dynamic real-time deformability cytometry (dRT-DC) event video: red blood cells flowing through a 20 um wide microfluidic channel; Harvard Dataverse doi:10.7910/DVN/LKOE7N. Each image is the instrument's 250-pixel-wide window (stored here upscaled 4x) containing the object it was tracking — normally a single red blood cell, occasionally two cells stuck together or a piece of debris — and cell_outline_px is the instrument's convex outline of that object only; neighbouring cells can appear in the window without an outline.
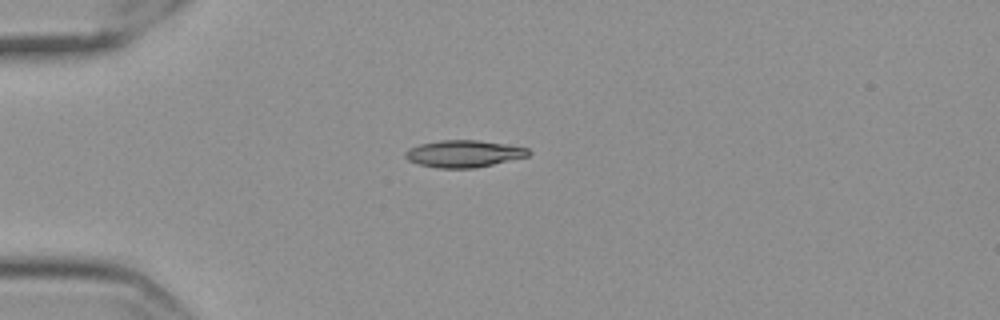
{"species": "Egyptian fruit bat (a non-hibernating species)", "species_latin": "Rousettus aegyptiacus", "temperature_condition": "cold", "stored_images_in_passage": 43, "camera_frame_rate_fps": 3000, "um_per_image_px": 0.085, "frame": {"image": 1, "passage_image": 1, "time_ms": 0.0, "image_size_px": [1000, 320], "cell_outline_px": [[532, 152], [528, 156], [476, 168], [436, 168], [420, 164], [408, 160], [404, 156], [404, 152], [408, 148], [420, 144], [440, 140], [476, 140], [504, 144], [528, 148]], "centroid_in_image_um": [39.4, 13.07], "position_along_channel_um": 45.6, "area_um2": 19.36}}
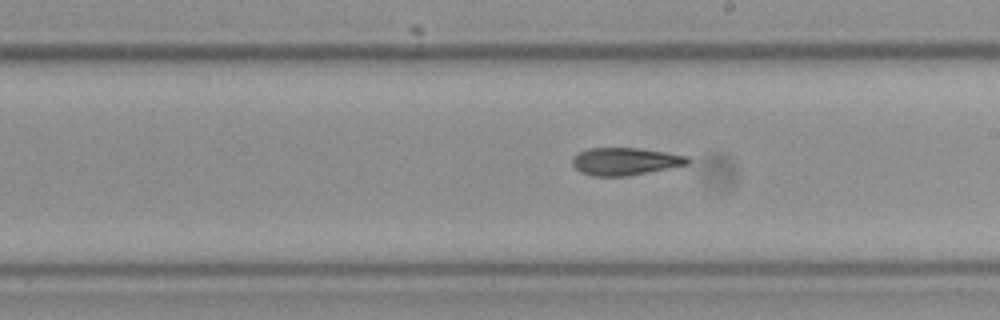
{"frame": {"image": 2, "passage_image": 19, "time_ms": 6.0, "image_size_px": [1000, 320], "cell_outline_px": [[692, 160], [688, 164], [628, 176], [592, 176], [580, 172], [572, 164], [572, 160], [580, 152], [588, 148], [636, 148], [664, 152], [688, 156]], "centroid_in_image_um": [53.15, 13.72], "position_along_channel_um": 235.9, "area_um2": 18.32}}
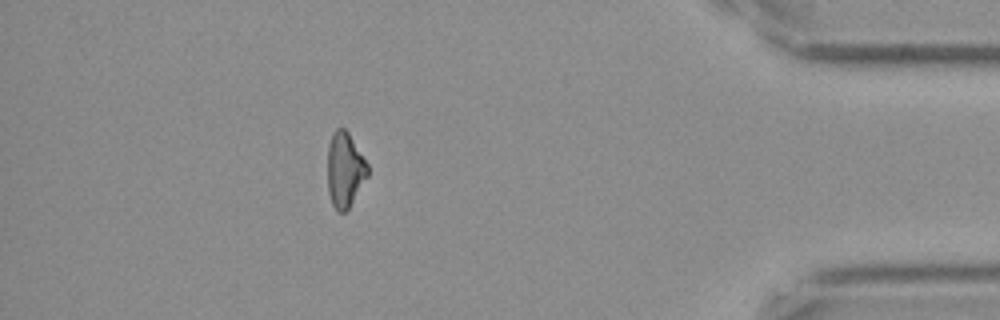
{"frame": {"image": 3, "passage_image": 37, "time_ms": 12.0, "image_size_px": [1000, 320], "cell_outline_px": [[368, 176], [348, 208], [344, 212], [340, 212], [332, 204], [328, 192], [328, 144], [332, 132], [336, 128], [344, 128], [348, 132], [368, 164]], "centroid_in_image_um": [29.3, 14.4], "position_along_channel_um": 405.9, "area_um2": 17.4}, "authors_computed_cell_mechanics": {"area_um2": 18.3226, "velocity_mm_per_s": 3.5385, "shape_relaxation_time_tau1_ms": null, "shape_relaxation_time_tau2_ms": 6.3594, "deformation_change_tau1": null, "deformation_change_tau2": 0.1626}}